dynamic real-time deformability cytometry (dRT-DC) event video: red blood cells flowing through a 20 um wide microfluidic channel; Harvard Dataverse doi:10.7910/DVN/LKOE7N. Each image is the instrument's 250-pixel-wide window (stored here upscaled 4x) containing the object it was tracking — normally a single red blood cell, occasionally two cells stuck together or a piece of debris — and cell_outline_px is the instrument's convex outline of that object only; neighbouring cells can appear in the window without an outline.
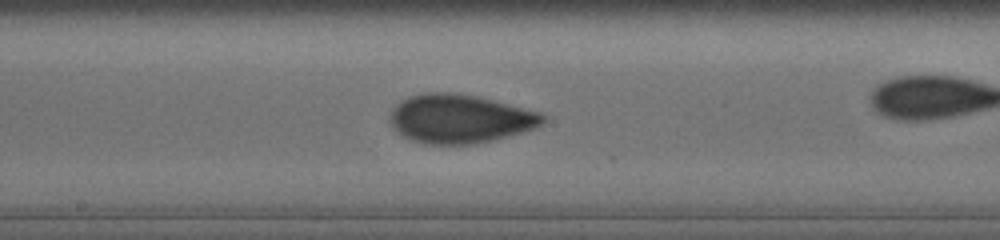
{"species": "human", "species_latin": "Homo sapiens", "temperature_condition": "cold", "stored_images_in_passage": 25, "camera_frame_rate_fps": 3000, "um_per_image_px": 0.085, "donor": {"sex": "male"}, "frame": {"image": 1, "passage_image": 18, "time_ms": 4.667, "image_size_px": [1000, 240], "cell_outline_px": [[544, 120], [540, 124], [532, 128], [520, 132], [492, 140], [472, 144], [424, 144], [412, 140], [404, 136], [392, 128], [388, 120], [388, 116], [392, 108], [400, 100], [408, 96], [428, 92], [452, 92], [476, 96], [540, 112], [544, 116]], "centroid_in_image_um": [38.99, 10.08], "position_along_channel_um": 209.2, "area_um2": 43.23}}
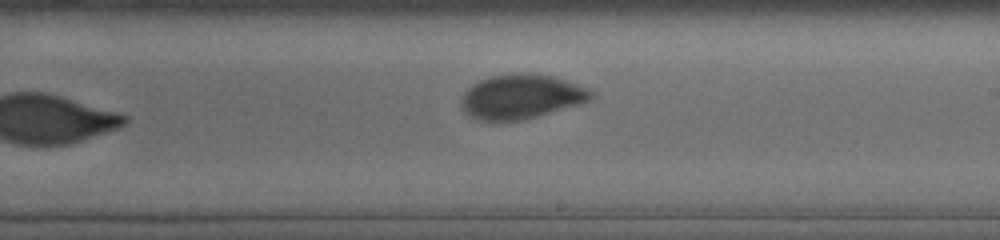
{"frame": {"image": 2, "passage_image": 25, "time_ms": 6.667, "image_size_px": [1000, 240], "cell_outline_px": [[596, 96], [580, 104], [536, 116], [520, 120], [492, 124], [476, 120], [460, 104], [460, 96], [472, 84], [480, 80], [492, 76], [520, 72], [552, 76], [588, 88], [596, 92]], "centroid_in_image_um": [44.27, 8.24], "position_along_channel_um": 244.7, "area_um2": 33.99}}